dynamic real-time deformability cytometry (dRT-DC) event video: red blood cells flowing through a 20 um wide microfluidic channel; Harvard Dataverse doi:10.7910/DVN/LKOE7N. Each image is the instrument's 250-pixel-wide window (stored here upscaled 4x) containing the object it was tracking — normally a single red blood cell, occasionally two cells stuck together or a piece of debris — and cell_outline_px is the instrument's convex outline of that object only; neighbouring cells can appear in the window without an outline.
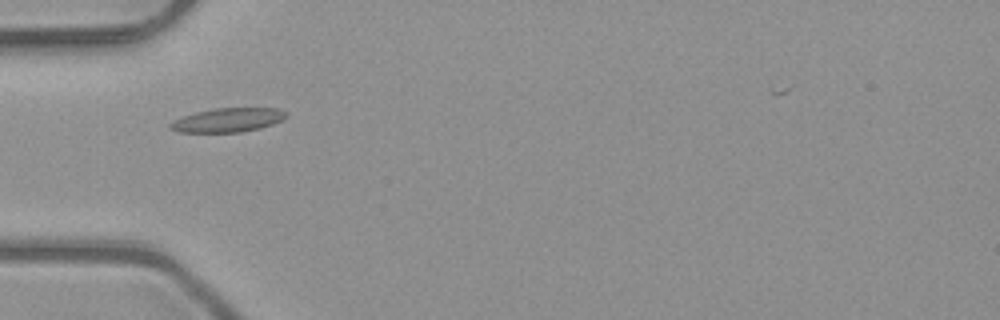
{"species": "common noctule bat (a hibernating species)", "species_latin": "Nyctalus noctula", "temperature_condition": "room temperature", "stored_images_in_passage": 2, "camera_frame_rate_fps": 3000, "um_per_image_px": 0.085, "animal": {"sex": "male", "body_mass_g": 23.1, "forearm_length_mm": 52.7}, "frame": {"image": 1, "passage_image": 1, "time_ms": 0.0, "image_size_px": [1000, 320], "cell_outline_px": [[288, 116], [272, 124], [260, 128], [240, 132], [180, 132], [168, 128], [168, 124], [184, 116], [196, 112], [216, 108], [280, 108], [288, 112]], "centroid_in_image_um": [19.4, 10.2], "position_along_channel_um": 65.6, "area_um2": 16.13}}
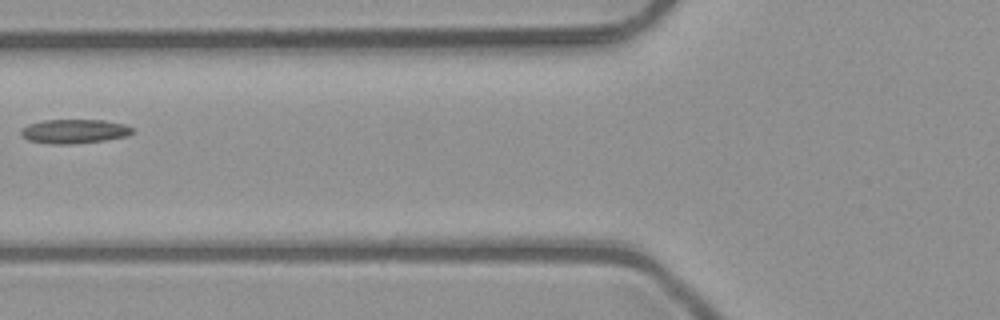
{"frame": {"image": 2, "passage_image": 2, "time_ms": 0.333, "image_size_px": [1000, 320], "cell_outline_px": [[132, 132], [128, 136], [104, 140], [72, 144], [52, 144], [28, 140], [20, 132], [20, 128], [28, 124], [44, 120], [104, 120], [124, 124], [132, 128]], "centroid_in_image_um": [6.29, 11.16], "position_along_channel_um": 119.5, "area_um2": 15.61}}